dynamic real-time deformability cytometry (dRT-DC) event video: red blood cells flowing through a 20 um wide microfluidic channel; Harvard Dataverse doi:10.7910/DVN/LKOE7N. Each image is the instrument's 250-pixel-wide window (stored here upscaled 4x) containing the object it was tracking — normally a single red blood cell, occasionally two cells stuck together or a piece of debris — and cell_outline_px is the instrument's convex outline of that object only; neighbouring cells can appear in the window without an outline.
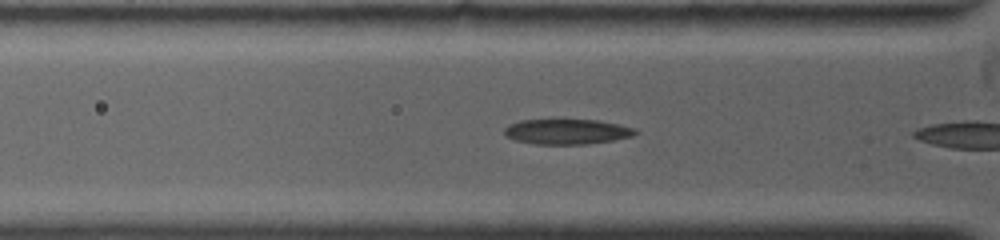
{"species": "common noctule bat (a hibernating species)", "species_latin": "Nyctalus noctula", "temperature_condition": "warm", "stored_images_in_passage": 6, "camera_frame_rate_fps": 4500, "um_per_image_px": 0.085, "animal": {"sex": "female", "body_mass_g": 19.0, "forearm_length_mm": 53.3}, "frame": {"image": 1, "passage_image": 5, "time_ms": 1.333, "image_size_px": [1000, 240], "cell_outline_px": [[640, 132], [632, 136], [612, 140], [584, 144], [536, 144], [516, 140], [504, 136], [504, 128], [508, 124], [520, 120], [556, 116], [596, 120], [636, 128]], "centroid_in_image_um": [48.12, 11.13], "position_along_channel_um": 77.7, "area_um2": 20.23}}